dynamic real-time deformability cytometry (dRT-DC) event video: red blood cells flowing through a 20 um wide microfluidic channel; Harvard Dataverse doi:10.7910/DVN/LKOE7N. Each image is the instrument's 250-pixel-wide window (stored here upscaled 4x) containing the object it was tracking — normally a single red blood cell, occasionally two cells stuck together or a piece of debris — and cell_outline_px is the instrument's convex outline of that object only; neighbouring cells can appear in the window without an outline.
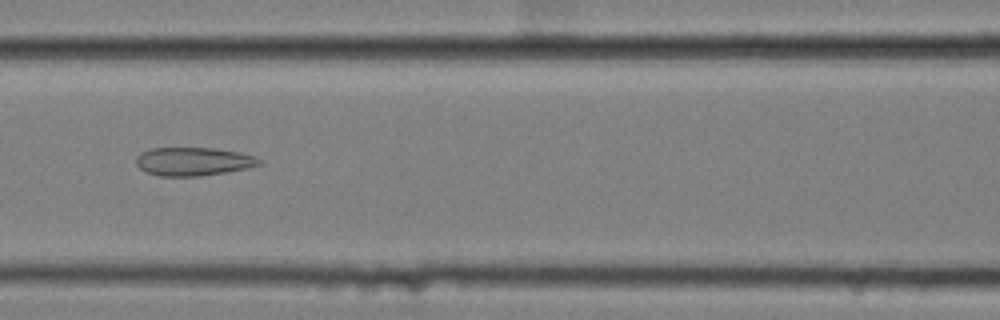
{"species": "common noctule bat (a hibernating species)", "species_latin": "Nyctalus noctula", "temperature_condition": "cold", "stored_images_in_passage": 57, "camera_frame_rate_fps": 3000, "um_per_image_px": 0.085, "animal": {"sex": "female", "body_mass_g": 25.1}, "frame": {"image": 1, "passage_image": 25, "time_ms": 8.0, "image_size_px": [1000, 320], "cell_outline_px": [[260, 164], [248, 168], [200, 176], [160, 176], [144, 172], [136, 164], [136, 156], [140, 152], [152, 148], [216, 148], [240, 152], [252, 156], [260, 160]], "centroid_in_image_um": [16.38, 13.72], "position_along_channel_um": 150.2, "area_um2": 20.35}}
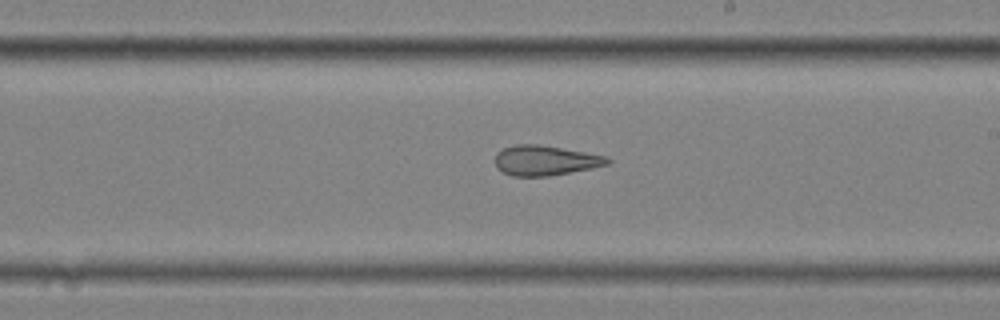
{"frame": {"image": 2, "passage_image": 33, "time_ms": 10.667, "image_size_px": [1000, 320], "cell_outline_px": [[612, 160], [608, 164], [592, 168], [548, 176], [512, 176], [496, 168], [496, 152], [504, 148], [516, 144], [540, 144], [608, 156]], "centroid_in_image_um": [46.35, 13.63], "position_along_channel_um": 242.6, "area_um2": 19.65}}
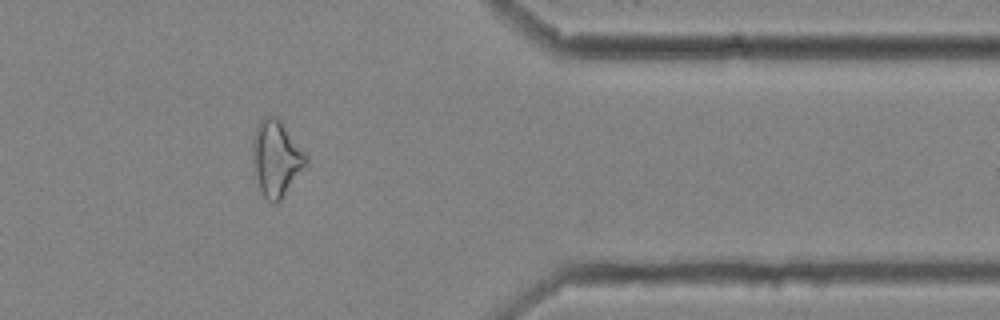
{"frame": {"image": 3, "passage_image": 47, "time_ms": 15.333, "image_size_px": [1000, 320], "cell_outline_px": [[308, 164], [280, 200], [276, 204], [272, 204], [264, 196], [260, 188], [256, 176], [252, 160], [252, 144], [256, 124], [264, 116], [276, 116], [280, 120], [308, 156]], "centroid_in_image_um": [23.48, 13.45], "position_along_channel_um": 387.9, "area_um2": 23.58}, "authors_computed_cell_mechanics": {"area_um2": 24.1026, "velocity_mm_per_s": 3.4781, "shape_relaxation_time_tau1_ms": null, "shape_relaxation_time_tau2_ms": 3.828, "deformation_change_tau1": null, "deformation_change_tau2": 0.141}}